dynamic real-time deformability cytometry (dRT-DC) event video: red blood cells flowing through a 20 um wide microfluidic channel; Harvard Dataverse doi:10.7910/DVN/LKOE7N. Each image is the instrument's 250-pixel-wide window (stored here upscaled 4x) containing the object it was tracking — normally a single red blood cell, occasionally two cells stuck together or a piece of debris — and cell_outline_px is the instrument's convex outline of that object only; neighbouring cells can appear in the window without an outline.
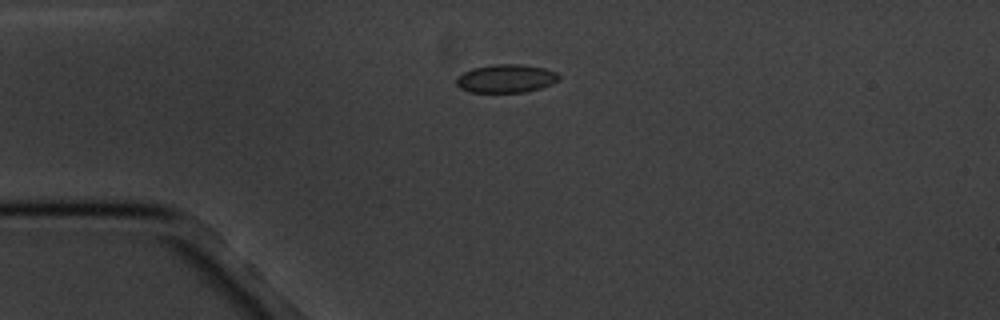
{"species": "common noctule bat (a hibernating species)", "species_latin": "Nyctalus noctula", "temperature_condition": "cold", "stored_images_in_passage": 5, "camera_frame_rate_fps": 3000, "um_per_image_px": 0.085, "animal": {"sex": "male", "body_mass_g": 20.1, "forearm_length_mm": 53.5}, "frame": {"image": 1, "passage_image": 4, "time_ms": 4.0, "image_size_px": [1000, 320], "cell_outline_px": [[560, 80], [552, 84], [540, 88], [524, 92], [468, 92], [460, 88], [456, 84], [456, 76], [472, 68], [492, 64], [524, 64], [544, 68], [556, 72], [560, 76]], "centroid_in_image_um": [43.01, 6.67], "position_along_channel_um": 42.0, "area_um2": 17.11}}